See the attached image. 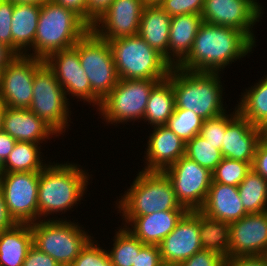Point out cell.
I'll use <instances>...</instances> for the list:
<instances>
[{
    "mask_svg": "<svg viewBox=\"0 0 267 266\" xmlns=\"http://www.w3.org/2000/svg\"><path fill=\"white\" fill-rule=\"evenodd\" d=\"M256 46L242 31L203 22L188 56L177 66L182 70L217 72L243 58Z\"/></svg>",
    "mask_w": 267,
    "mask_h": 266,
    "instance_id": "cell-1",
    "label": "cell"
},
{
    "mask_svg": "<svg viewBox=\"0 0 267 266\" xmlns=\"http://www.w3.org/2000/svg\"><path fill=\"white\" fill-rule=\"evenodd\" d=\"M217 72L172 67L167 79L173 86L175 109H187L207 120L223 114L222 83Z\"/></svg>",
    "mask_w": 267,
    "mask_h": 266,
    "instance_id": "cell-2",
    "label": "cell"
},
{
    "mask_svg": "<svg viewBox=\"0 0 267 266\" xmlns=\"http://www.w3.org/2000/svg\"><path fill=\"white\" fill-rule=\"evenodd\" d=\"M51 164V165H50ZM40 171L38 220L52 213L66 212L78 204L87 189L89 174L77 164L54 162Z\"/></svg>",
    "mask_w": 267,
    "mask_h": 266,
    "instance_id": "cell-3",
    "label": "cell"
},
{
    "mask_svg": "<svg viewBox=\"0 0 267 266\" xmlns=\"http://www.w3.org/2000/svg\"><path fill=\"white\" fill-rule=\"evenodd\" d=\"M91 27L73 10L65 8L52 0L41 4V12L29 54L45 60L49 55L73 47Z\"/></svg>",
    "mask_w": 267,
    "mask_h": 266,
    "instance_id": "cell-4",
    "label": "cell"
},
{
    "mask_svg": "<svg viewBox=\"0 0 267 266\" xmlns=\"http://www.w3.org/2000/svg\"><path fill=\"white\" fill-rule=\"evenodd\" d=\"M131 188L119 199L122 216H145L168 211L186 210L177 201L171 181L161 171H140Z\"/></svg>",
    "mask_w": 267,
    "mask_h": 266,
    "instance_id": "cell-5",
    "label": "cell"
},
{
    "mask_svg": "<svg viewBox=\"0 0 267 266\" xmlns=\"http://www.w3.org/2000/svg\"><path fill=\"white\" fill-rule=\"evenodd\" d=\"M108 42L119 79H167L172 66L139 35Z\"/></svg>",
    "mask_w": 267,
    "mask_h": 266,
    "instance_id": "cell-6",
    "label": "cell"
},
{
    "mask_svg": "<svg viewBox=\"0 0 267 266\" xmlns=\"http://www.w3.org/2000/svg\"><path fill=\"white\" fill-rule=\"evenodd\" d=\"M33 245L50 255L60 266H70L91 240L79 224L67 220H38L31 223Z\"/></svg>",
    "mask_w": 267,
    "mask_h": 266,
    "instance_id": "cell-7",
    "label": "cell"
},
{
    "mask_svg": "<svg viewBox=\"0 0 267 266\" xmlns=\"http://www.w3.org/2000/svg\"><path fill=\"white\" fill-rule=\"evenodd\" d=\"M78 55L91 84L92 105L99 108L119 81L110 44L90 29L78 41Z\"/></svg>",
    "mask_w": 267,
    "mask_h": 266,
    "instance_id": "cell-8",
    "label": "cell"
},
{
    "mask_svg": "<svg viewBox=\"0 0 267 266\" xmlns=\"http://www.w3.org/2000/svg\"><path fill=\"white\" fill-rule=\"evenodd\" d=\"M163 80L119 79L98 110L107 123L143 120L152 88Z\"/></svg>",
    "mask_w": 267,
    "mask_h": 266,
    "instance_id": "cell-9",
    "label": "cell"
},
{
    "mask_svg": "<svg viewBox=\"0 0 267 266\" xmlns=\"http://www.w3.org/2000/svg\"><path fill=\"white\" fill-rule=\"evenodd\" d=\"M68 100L54 73L44 62L35 71L29 110L60 135L69 126Z\"/></svg>",
    "mask_w": 267,
    "mask_h": 266,
    "instance_id": "cell-10",
    "label": "cell"
},
{
    "mask_svg": "<svg viewBox=\"0 0 267 266\" xmlns=\"http://www.w3.org/2000/svg\"><path fill=\"white\" fill-rule=\"evenodd\" d=\"M40 172H10L0 177V187L9 216L16 224L38 221Z\"/></svg>",
    "mask_w": 267,
    "mask_h": 266,
    "instance_id": "cell-11",
    "label": "cell"
},
{
    "mask_svg": "<svg viewBox=\"0 0 267 266\" xmlns=\"http://www.w3.org/2000/svg\"><path fill=\"white\" fill-rule=\"evenodd\" d=\"M163 172L171 181L182 207L187 211L202 208L212 182V172L185 155Z\"/></svg>",
    "mask_w": 267,
    "mask_h": 266,
    "instance_id": "cell-12",
    "label": "cell"
},
{
    "mask_svg": "<svg viewBox=\"0 0 267 266\" xmlns=\"http://www.w3.org/2000/svg\"><path fill=\"white\" fill-rule=\"evenodd\" d=\"M43 63L33 56L17 55L0 71V100L6 107L29 109L35 71Z\"/></svg>",
    "mask_w": 267,
    "mask_h": 266,
    "instance_id": "cell-13",
    "label": "cell"
},
{
    "mask_svg": "<svg viewBox=\"0 0 267 266\" xmlns=\"http://www.w3.org/2000/svg\"><path fill=\"white\" fill-rule=\"evenodd\" d=\"M257 0H205L203 22L242 31L254 44L253 26L262 12ZM252 25V26H251Z\"/></svg>",
    "mask_w": 267,
    "mask_h": 266,
    "instance_id": "cell-14",
    "label": "cell"
},
{
    "mask_svg": "<svg viewBox=\"0 0 267 266\" xmlns=\"http://www.w3.org/2000/svg\"><path fill=\"white\" fill-rule=\"evenodd\" d=\"M145 6L143 0H114L91 29L107 41L138 35Z\"/></svg>",
    "mask_w": 267,
    "mask_h": 266,
    "instance_id": "cell-15",
    "label": "cell"
},
{
    "mask_svg": "<svg viewBox=\"0 0 267 266\" xmlns=\"http://www.w3.org/2000/svg\"><path fill=\"white\" fill-rule=\"evenodd\" d=\"M199 232V210L187 211L158 245L164 266H176L202 250Z\"/></svg>",
    "mask_w": 267,
    "mask_h": 266,
    "instance_id": "cell-16",
    "label": "cell"
},
{
    "mask_svg": "<svg viewBox=\"0 0 267 266\" xmlns=\"http://www.w3.org/2000/svg\"><path fill=\"white\" fill-rule=\"evenodd\" d=\"M44 62L52 70L66 95L92 103L91 84L80 64L78 42L49 55Z\"/></svg>",
    "mask_w": 267,
    "mask_h": 266,
    "instance_id": "cell-17",
    "label": "cell"
},
{
    "mask_svg": "<svg viewBox=\"0 0 267 266\" xmlns=\"http://www.w3.org/2000/svg\"><path fill=\"white\" fill-rule=\"evenodd\" d=\"M229 257L267 255V211L230 223Z\"/></svg>",
    "mask_w": 267,
    "mask_h": 266,
    "instance_id": "cell-18",
    "label": "cell"
},
{
    "mask_svg": "<svg viewBox=\"0 0 267 266\" xmlns=\"http://www.w3.org/2000/svg\"><path fill=\"white\" fill-rule=\"evenodd\" d=\"M236 109L235 107L232 115L226 114V132L221 153L223 158L241 160L252 166L256 147L261 140V131Z\"/></svg>",
    "mask_w": 267,
    "mask_h": 266,
    "instance_id": "cell-19",
    "label": "cell"
},
{
    "mask_svg": "<svg viewBox=\"0 0 267 266\" xmlns=\"http://www.w3.org/2000/svg\"><path fill=\"white\" fill-rule=\"evenodd\" d=\"M146 148V166L143 171H161L185 155L186 143L166 125L155 126Z\"/></svg>",
    "mask_w": 267,
    "mask_h": 266,
    "instance_id": "cell-20",
    "label": "cell"
},
{
    "mask_svg": "<svg viewBox=\"0 0 267 266\" xmlns=\"http://www.w3.org/2000/svg\"><path fill=\"white\" fill-rule=\"evenodd\" d=\"M186 212L187 210H168L145 216H124V226L129 224L132 229H127L143 244L159 245Z\"/></svg>",
    "mask_w": 267,
    "mask_h": 266,
    "instance_id": "cell-21",
    "label": "cell"
},
{
    "mask_svg": "<svg viewBox=\"0 0 267 266\" xmlns=\"http://www.w3.org/2000/svg\"><path fill=\"white\" fill-rule=\"evenodd\" d=\"M3 130L16 141L33 142L39 145L45 139H50L49 137L52 135L59 136L29 109L6 107Z\"/></svg>",
    "mask_w": 267,
    "mask_h": 266,
    "instance_id": "cell-22",
    "label": "cell"
},
{
    "mask_svg": "<svg viewBox=\"0 0 267 266\" xmlns=\"http://www.w3.org/2000/svg\"><path fill=\"white\" fill-rule=\"evenodd\" d=\"M200 211L211 218L228 223L248 214L241 202L238 187L216 182H211L207 198Z\"/></svg>",
    "mask_w": 267,
    "mask_h": 266,
    "instance_id": "cell-23",
    "label": "cell"
},
{
    "mask_svg": "<svg viewBox=\"0 0 267 266\" xmlns=\"http://www.w3.org/2000/svg\"><path fill=\"white\" fill-rule=\"evenodd\" d=\"M202 23L203 19L199 14H184L171 17L168 63L172 67H177L188 56Z\"/></svg>",
    "mask_w": 267,
    "mask_h": 266,
    "instance_id": "cell-24",
    "label": "cell"
},
{
    "mask_svg": "<svg viewBox=\"0 0 267 266\" xmlns=\"http://www.w3.org/2000/svg\"><path fill=\"white\" fill-rule=\"evenodd\" d=\"M171 16L159 5H146L139 24L138 35L168 62Z\"/></svg>",
    "mask_w": 267,
    "mask_h": 266,
    "instance_id": "cell-25",
    "label": "cell"
},
{
    "mask_svg": "<svg viewBox=\"0 0 267 266\" xmlns=\"http://www.w3.org/2000/svg\"><path fill=\"white\" fill-rule=\"evenodd\" d=\"M40 12V4H14V11L12 14L11 22V34L13 40V51L17 55H28L26 53L27 50L31 51L37 31ZM28 47L31 48L28 49Z\"/></svg>",
    "mask_w": 267,
    "mask_h": 266,
    "instance_id": "cell-26",
    "label": "cell"
},
{
    "mask_svg": "<svg viewBox=\"0 0 267 266\" xmlns=\"http://www.w3.org/2000/svg\"><path fill=\"white\" fill-rule=\"evenodd\" d=\"M32 245L30 224H15L0 231V266H23Z\"/></svg>",
    "mask_w": 267,
    "mask_h": 266,
    "instance_id": "cell-27",
    "label": "cell"
},
{
    "mask_svg": "<svg viewBox=\"0 0 267 266\" xmlns=\"http://www.w3.org/2000/svg\"><path fill=\"white\" fill-rule=\"evenodd\" d=\"M174 110L173 86L168 79H165L152 88L143 120L148 121L152 127L166 125Z\"/></svg>",
    "mask_w": 267,
    "mask_h": 266,
    "instance_id": "cell-28",
    "label": "cell"
},
{
    "mask_svg": "<svg viewBox=\"0 0 267 266\" xmlns=\"http://www.w3.org/2000/svg\"><path fill=\"white\" fill-rule=\"evenodd\" d=\"M199 230L202 250L213 251L225 259L229 258L230 223L211 218L199 210Z\"/></svg>",
    "mask_w": 267,
    "mask_h": 266,
    "instance_id": "cell-29",
    "label": "cell"
},
{
    "mask_svg": "<svg viewBox=\"0 0 267 266\" xmlns=\"http://www.w3.org/2000/svg\"><path fill=\"white\" fill-rule=\"evenodd\" d=\"M249 89H246L236 107L242 117L260 128L267 122V78Z\"/></svg>",
    "mask_w": 267,
    "mask_h": 266,
    "instance_id": "cell-30",
    "label": "cell"
},
{
    "mask_svg": "<svg viewBox=\"0 0 267 266\" xmlns=\"http://www.w3.org/2000/svg\"><path fill=\"white\" fill-rule=\"evenodd\" d=\"M40 147L33 142L17 141L4 162V173L40 172L47 165L40 159Z\"/></svg>",
    "mask_w": 267,
    "mask_h": 266,
    "instance_id": "cell-31",
    "label": "cell"
},
{
    "mask_svg": "<svg viewBox=\"0 0 267 266\" xmlns=\"http://www.w3.org/2000/svg\"><path fill=\"white\" fill-rule=\"evenodd\" d=\"M241 202L248 214L267 211V180L251 169L239 184Z\"/></svg>",
    "mask_w": 267,
    "mask_h": 266,
    "instance_id": "cell-32",
    "label": "cell"
},
{
    "mask_svg": "<svg viewBox=\"0 0 267 266\" xmlns=\"http://www.w3.org/2000/svg\"><path fill=\"white\" fill-rule=\"evenodd\" d=\"M128 226L115 233L113 247L110 252L107 250L112 266H133L136 255L145 245L127 229Z\"/></svg>",
    "mask_w": 267,
    "mask_h": 266,
    "instance_id": "cell-33",
    "label": "cell"
},
{
    "mask_svg": "<svg viewBox=\"0 0 267 266\" xmlns=\"http://www.w3.org/2000/svg\"><path fill=\"white\" fill-rule=\"evenodd\" d=\"M185 156L210 172H213L223 159L221 150L216 149L215 145L210 142H206V139L199 134L186 142Z\"/></svg>",
    "mask_w": 267,
    "mask_h": 266,
    "instance_id": "cell-34",
    "label": "cell"
},
{
    "mask_svg": "<svg viewBox=\"0 0 267 266\" xmlns=\"http://www.w3.org/2000/svg\"><path fill=\"white\" fill-rule=\"evenodd\" d=\"M204 119L187 109H175L166 126L185 143L200 133Z\"/></svg>",
    "mask_w": 267,
    "mask_h": 266,
    "instance_id": "cell-35",
    "label": "cell"
},
{
    "mask_svg": "<svg viewBox=\"0 0 267 266\" xmlns=\"http://www.w3.org/2000/svg\"><path fill=\"white\" fill-rule=\"evenodd\" d=\"M251 169L247 162L223 158L212 172V182L238 187Z\"/></svg>",
    "mask_w": 267,
    "mask_h": 266,
    "instance_id": "cell-36",
    "label": "cell"
},
{
    "mask_svg": "<svg viewBox=\"0 0 267 266\" xmlns=\"http://www.w3.org/2000/svg\"><path fill=\"white\" fill-rule=\"evenodd\" d=\"M95 241L91 239L70 266H112L107 251Z\"/></svg>",
    "mask_w": 267,
    "mask_h": 266,
    "instance_id": "cell-37",
    "label": "cell"
},
{
    "mask_svg": "<svg viewBox=\"0 0 267 266\" xmlns=\"http://www.w3.org/2000/svg\"><path fill=\"white\" fill-rule=\"evenodd\" d=\"M226 113L203 121L199 135L221 150L226 132Z\"/></svg>",
    "mask_w": 267,
    "mask_h": 266,
    "instance_id": "cell-38",
    "label": "cell"
},
{
    "mask_svg": "<svg viewBox=\"0 0 267 266\" xmlns=\"http://www.w3.org/2000/svg\"><path fill=\"white\" fill-rule=\"evenodd\" d=\"M205 0H161L158 4L171 17L184 14H199Z\"/></svg>",
    "mask_w": 267,
    "mask_h": 266,
    "instance_id": "cell-39",
    "label": "cell"
},
{
    "mask_svg": "<svg viewBox=\"0 0 267 266\" xmlns=\"http://www.w3.org/2000/svg\"><path fill=\"white\" fill-rule=\"evenodd\" d=\"M14 4L9 0H0V43L13 50V40L11 34L12 14Z\"/></svg>",
    "mask_w": 267,
    "mask_h": 266,
    "instance_id": "cell-40",
    "label": "cell"
},
{
    "mask_svg": "<svg viewBox=\"0 0 267 266\" xmlns=\"http://www.w3.org/2000/svg\"><path fill=\"white\" fill-rule=\"evenodd\" d=\"M176 266H226V259L209 250H200Z\"/></svg>",
    "mask_w": 267,
    "mask_h": 266,
    "instance_id": "cell-41",
    "label": "cell"
},
{
    "mask_svg": "<svg viewBox=\"0 0 267 266\" xmlns=\"http://www.w3.org/2000/svg\"><path fill=\"white\" fill-rule=\"evenodd\" d=\"M133 266H164L159 246L145 244L136 255Z\"/></svg>",
    "mask_w": 267,
    "mask_h": 266,
    "instance_id": "cell-42",
    "label": "cell"
},
{
    "mask_svg": "<svg viewBox=\"0 0 267 266\" xmlns=\"http://www.w3.org/2000/svg\"><path fill=\"white\" fill-rule=\"evenodd\" d=\"M23 266H60L50 255L36 248L34 245L28 250Z\"/></svg>",
    "mask_w": 267,
    "mask_h": 266,
    "instance_id": "cell-43",
    "label": "cell"
},
{
    "mask_svg": "<svg viewBox=\"0 0 267 266\" xmlns=\"http://www.w3.org/2000/svg\"><path fill=\"white\" fill-rule=\"evenodd\" d=\"M251 168L267 180V143L262 140L256 147Z\"/></svg>",
    "mask_w": 267,
    "mask_h": 266,
    "instance_id": "cell-44",
    "label": "cell"
},
{
    "mask_svg": "<svg viewBox=\"0 0 267 266\" xmlns=\"http://www.w3.org/2000/svg\"><path fill=\"white\" fill-rule=\"evenodd\" d=\"M114 0H87V24L91 27Z\"/></svg>",
    "mask_w": 267,
    "mask_h": 266,
    "instance_id": "cell-45",
    "label": "cell"
},
{
    "mask_svg": "<svg viewBox=\"0 0 267 266\" xmlns=\"http://www.w3.org/2000/svg\"><path fill=\"white\" fill-rule=\"evenodd\" d=\"M226 266H267V255L229 257Z\"/></svg>",
    "mask_w": 267,
    "mask_h": 266,
    "instance_id": "cell-46",
    "label": "cell"
},
{
    "mask_svg": "<svg viewBox=\"0 0 267 266\" xmlns=\"http://www.w3.org/2000/svg\"><path fill=\"white\" fill-rule=\"evenodd\" d=\"M77 13L87 23V0H52Z\"/></svg>",
    "mask_w": 267,
    "mask_h": 266,
    "instance_id": "cell-47",
    "label": "cell"
},
{
    "mask_svg": "<svg viewBox=\"0 0 267 266\" xmlns=\"http://www.w3.org/2000/svg\"><path fill=\"white\" fill-rule=\"evenodd\" d=\"M17 141L4 130L0 131V160L4 163Z\"/></svg>",
    "mask_w": 267,
    "mask_h": 266,
    "instance_id": "cell-48",
    "label": "cell"
},
{
    "mask_svg": "<svg viewBox=\"0 0 267 266\" xmlns=\"http://www.w3.org/2000/svg\"><path fill=\"white\" fill-rule=\"evenodd\" d=\"M16 223L9 216L4 196L0 187V231L12 228Z\"/></svg>",
    "mask_w": 267,
    "mask_h": 266,
    "instance_id": "cell-49",
    "label": "cell"
},
{
    "mask_svg": "<svg viewBox=\"0 0 267 266\" xmlns=\"http://www.w3.org/2000/svg\"><path fill=\"white\" fill-rule=\"evenodd\" d=\"M17 54L8 46L0 43V71H2Z\"/></svg>",
    "mask_w": 267,
    "mask_h": 266,
    "instance_id": "cell-50",
    "label": "cell"
},
{
    "mask_svg": "<svg viewBox=\"0 0 267 266\" xmlns=\"http://www.w3.org/2000/svg\"><path fill=\"white\" fill-rule=\"evenodd\" d=\"M6 105L0 100V131L3 130V118Z\"/></svg>",
    "mask_w": 267,
    "mask_h": 266,
    "instance_id": "cell-51",
    "label": "cell"
},
{
    "mask_svg": "<svg viewBox=\"0 0 267 266\" xmlns=\"http://www.w3.org/2000/svg\"><path fill=\"white\" fill-rule=\"evenodd\" d=\"M13 3H35V4H43L45 1L48 0H9Z\"/></svg>",
    "mask_w": 267,
    "mask_h": 266,
    "instance_id": "cell-52",
    "label": "cell"
},
{
    "mask_svg": "<svg viewBox=\"0 0 267 266\" xmlns=\"http://www.w3.org/2000/svg\"><path fill=\"white\" fill-rule=\"evenodd\" d=\"M261 140L267 143V122L260 127Z\"/></svg>",
    "mask_w": 267,
    "mask_h": 266,
    "instance_id": "cell-53",
    "label": "cell"
},
{
    "mask_svg": "<svg viewBox=\"0 0 267 266\" xmlns=\"http://www.w3.org/2000/svg\"><path fill=\"white\" fill-rule=\"evenodd\" d=\"M146 5H158L161 0H143Z\"/></svg>",
    "mask_w": 267,
    "mask_h": 266,
    "instance_id": "cell-54",
    "label": "cell"
},
{
    "mask_svg": "<svg viewBox=\"0 0 267 266\" xmlns=\"http://www.w3.org/2000/svg\"><path fill=\"white\" fill-rule=\"evenodd\" d=\"M4 174V163L0 160V177Z\"/></svg>",
    "mask_w": 267,
    "mask_h": 266,
    "instance_id": "cell-55",
    "label": "cell"
}]
</instances>
